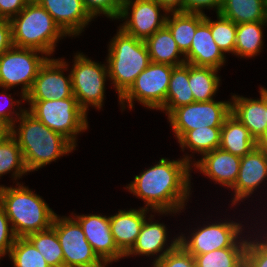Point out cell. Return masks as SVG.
Masks as SVG:
<instances>
[{
	"mask_svg": "<svg viewBox=\"0 0 267 267\" xmlns=\"http://www.w3.org/2000/svg\"><path fill=\"white\" fill-rule=\"evenodd\" d=\"M223 0H183V12L205 15L202 8H216V13H220Z\"/></svg>",
	"mask_w": 267,
	"mask_h": 267,
	"instance_id": "ab89813d",
	"label": "cell"
},
{
	"mask_svg": "<svg viewBox=\"0 0 267 267\" xmlns=\"http://www.w3.org/2000/svg\"><path fill=\"white\" fill-rule=\"evenodd\" d=\"M43 52L31 48H19L12 46L0 56V87H10L22 84L21 96H25L31 90L39 68L48 59Z\"/></svg>",
	"mask_w": 267,
	"mask_h": 267,
	"instance_id": "9c48e42d",
	"label": "cell"
},
{
	"mask_svg": "<svg viewBox=\"0 0 267 267\" xmlns=\"http://www.w3.org/2000/svg\"><path fill=\"white\" fill-rule=\"evenodd\" d=\"M9 223L10 220L6 216L4 208L0 205V259L10 253L12 245L17 238Z\"/></svg>",
	"mask_w": 267,
	"mask_h": 267,
	"instance_id": "f35d334b",
	"label": "cell"
},
{
	"mask_svg": "<svg viewBox=\"0 0 267 267\" xmlns=\"http://www.w3.org/2000/svg\"><path fill=\"white\" fill-rule=\"evenodd\" d=\"M26 238L41 253L50 267H64L63 250L52 227L45 231L31 233Z\"/></svg>",
	"mask_w": 267,
	"mask_h": 267,
	"instance_id": "f546056e",
	"label": "cell"
},
{
	"mask_svg": "<svg viewBox=\"0 0 267 267\" xmlns=\"http://www.w3.org/2000/svg\"><path fill=\"white\" fill-rule=\"evenodd\" d=\"M152 265L153 267H196L194 257L180 244Z\"/></svg>",
	"mask_w": 267,
	"mask_h": 267,
	"instance_id": "8d00e7d4",
	"label": "cell"
},
{
	"mask_svg": "<svg viewBox=\"0 0 267 267\" xmlns=\"http://www.w3.org/2000/svg\"><path fill=\"white\" fill-rule=\"evenodd\" d=\"M221 127H205L187 131L179 140L182 150L188 148L194 153L205 154L220 147Z\"/></svg>",
	"mask_w": 267,
	"mask_h": 267,
	"instance_id": "4dcf8cb0",
	"label": "cell"
},
{
	"mask_svg": "<svg viewBox=\"0 0 267 267\" xmlns=\"http://www.w3.org/2000/svg\"><path fill=\"white\" fill-rule=\"evenodd\" d=\"M260 99L233 95L231 114L236 117L257 141L267 130L266 88H260Z\"/></svg>",
	"mask_w": 267,
	"mask_h": 267,
	"instance_id": "ffe728a7",
	"label": "cell"
},
{
	"mask_svg": "<svg viewBox=\"0 0 267 267\" xmlns=\"http://www.w3.org/2000/svg\"><path fill=\"white\" fill-rule=\"evenodd\" d=\"M16 185L18 187L0 185V205L4 208L16 237H26L51 228L56 213L28 187L19 183Z\"/></svg>",
	"mask_w": 267,
	"mask_h": 267,
	"instance_id": "3957f363",
	"label": "cell"
},
{
	"mask_svg": "<svg viewBox=\"0 0 267 267\" xmlns=\"http://www.w3.org/2000/svg\"><path fill=\"white\" fill-rule=\"evenodd\" d=\"M202 157L192 165L216 183L232 188L239 174L241 157L221 148L207 152Z\"/></svg>",
	"mask_w": 267,
	"mask_h": 267,
	"instance_id": "d6986e66",
	"label": "cell"
},
{
	"mask_svg": "<svg viewBox=\"0 0 267 267\" xmlns=\"http://www.w3.org/2000/svg\"><path fill=\"white\" fill-rule=\"evenodd\" d=\"M148 219V222L145 220L143 223L135 244L124 255V257L131 255L153 256L162 252L160 255H157V258L155 257V260H153L155 262L161 259L169 251L173 250L179 244V237H177L171 242L170 246L164 249L165 243L167 242L166 226L161 223L159 224L152 221L150 222L151 219Z\"/></svg>",
	"mask_w": 267,
	"mask_h": 267,
	"instance_id": "7402d4cb",
	"label": "cell"
},
{
	"mask_svg": "<svg viewBox=\"0 0 267 267\" xmlns=\"http://www.w3.org/2000/svg\"><path fill=\"white\" fill-rule=\"evenodd\" d=\"M2 95H5L6 96V98L8 99V100H10L11 102H9L10 103V105L13 107L14 105H13V103L15 102V101H12L13 99L10 97L11 95L9 94V95H7V93H3ZM5 107H8V106H6L5 105ZM4 107V108H5ZM25 111V109H23L22 110V108L20 109V113L18 112V113H16V111L14 112H12L11 110L10 111H6V110H3L2 108H0V117H2L3 119H5L12 127H17V126H15V122H16V120H17V117L19 116V115H21L23 112ZM16 113V119H14L13 118V115L12 114H15ZM12 115V116H11ZM11 116V117H10Z\"/></svg>",
	"mask_w": 267,
	"mask_h": 267,
	"instance_id": "7bdbcfd3",
	"label": "cell"
},
{
	"mask_svg": "<svg viewBox=\"0 0 267 267\" xmlns=\"http://www.w3.org/2000/svg\"><path fill=\"white\" fill-rule=\"evenodd\" d=\"M245 267H267V241L247 239Z\"/></svg>",
	"mask_w": 267,
	"mask_h": 267,
	"instance_id": "74e56055",
	"label": "cell"
},
{
	"mask_svg": "<svg viewBox=\"0 0 267 267\" xmlns=\"http://www.w3.org/2000/svg\"><path fill=\"white\" fill-rule=\"evenodd\" d=\"M68 63L64 59H50L39 68L33 86L25 100L66 99L73 96L71 75L65 76Z\"/></svg>",
	"mask_w": 267,
	"mask_h": 267,
	"instance_id": "5bb4252c",
	"label": "cell"
},
{
	"mask_svg": "<svg viewBox=\"0 0 267 267\" xmlns=\"http://www.w3.org/2000/svg\"><path fill=\"white\" fill-rule=\"evenodd\" d=\"M231 114V102L201 101L174 109L168 116L170 125L179 140L187 131L205 127H222Z\"/></svg>",
	"mask_w": 267,
	"mask_h": 267,
	"instance_id": "30bf717a",
	"label": "cell"
},
{
	"mask_svg": "<svg viewBox=\"0 0 267 267\" xmlns=\"http://www.w3.org/2000/svg\"><path fill=\"white\" fill-rule=\"evenodd\" d=\"M170 14L167 16L165 25L172 33L178 48L185 55L190 50L197 26L204 20V15L182 11H172Z\"/></svg>",
	"mask_w": 267,
	"mask_h": 267,
	"instance_id": "484cf974",
	"label": "cell"
},
{
	"mask_svg": "<svg viewBox=\"0 0 267 267\" xmlns=\"http://www.w3.org/2000/svg\"><path fill=\"white\" fill-rule=\"evenodd\" d=\"M257 147L267 154V130L266 132L257 140Z\"/></svg>",
	"mask_w": 267,
	"mask_h": 267,
	"instance_id": "bcb514c9",
	"label": "cell"
},
{
	"mask_svg": "<svg viewBox=\"0 0 267 267\" xmlns=\"http://www.w3.org/2000/svg\"><path fill=\"white\" fill-rule=\"evenodd\" d=\"M122 3V0H83L84 7L92 18L104 14L114 20L120 16Z\"/></svg>",
	"mask_w": 267,
	"mask_h": 267,
	"instance_id": "d590c367",
	"label": "cell"
},
{
	"mask_svg": "<svg viewBox=\"0 0 267 267\" xmlns=\"http://www.w3.org/2000/svg\"><path fill=\"white\" fill-rule=\"evenodd\" d=\"M74 219L80 224L93 251L106 265L124 257L114 242L109 217L99 214H75Z\"/></svg>",
	"mask_w": 267,
	"mask_h": 267,
	"instance_id": "9a60e30c",
	"label": "cell"
},
{
	"mask_svg": "<svg viewBox=\"0 0 267 267\" xmlns=\"http://www.w3.org/2000/svg\"><path fill=\"white\" fill-rule=\"evenodd\" d=\"M70 72L72 91L79 106L87 113L89 106L100 110L103 105L108 67L87 58L82 53L74 57Z\"/></svg>",
	"mask_w": 267,
	"mask_h": 267,
	"instance_id": "ba28073f",
	"label": "cell"
},
{
	"mask_svg": "<svg viewBox=\"0 0 267 267\" xmlns=\"http://www.w3.org/2000/svg\"><path fill=\"white\" fill-rule=\"evenodd\" d=\"M144 42L151 62L168 64L171 66H179L186 63L185 57L180 59V56H184V54L178 48L172 33L166 25L157 30Z\"/></svg>",
	"mask_w": 267,
	"mask_h": 267,
	"instance_id": "cb8c5ba5",
	"label": "cell"
},
{
	"mask_svg": "<svg viewBox=\"0 0 267 267\" xmlns=\"http://www.w3.org/2000/svg\"><path fill=\"white\" fill-rule=\"evenodd\" d=\"M38 3L68 36L81 34L93 19L85 9L83 0H40Z\"/></svg>",
	"mask_w": 267,
	"mask_h": 267,
	"instance_id": "ac0fdd59",
	"label": "cell"
},
{
	"mask_svg": "<svg viewBox=\"0 0 267 267\" xmlns=\"http://www.w3.org/2000/svg\"><path fill=\"white\" fill-rule=\"evenodd\" d=\"M246 247H226L195 255L196 267H245Z\"/></svg>",
	"mask_w": 267,
	"mask_h": 267,
	"instance_id": "1f68e13d",
	"label": "cell"
},
{
	"mask_svg": "<svg viewBox=\"0 0 267 267\" xmlns=\"http://www.w3.org/2000/svg\"><path fill=\"white\" fill-rule=\"evenodd\" d=\"M242 229L240 223L233 221L215 222L194 231L189 240L178 236L179 244L193 257L226 247H246L247 240L239 239Z\"/></svg>",
	"mask_w": 267,
	"mask_h": 267,
	"instance_id": "7c38bea8",
	"label": "cell"
},
{
	"mask_svg": "<svg viewBox=\"0 0 267 267\" xmlns=\"http://www.w3.org/2000/svg\"><path fill=\"white\" fill-rule=\"evenodd\" d=\"M224 55L212 37L210 18L204 15V20L197 26L190 50L184 55L185 61L194 66L220 70L225 63Z\"/></svg>",
	"mask_w": 267,
	"mask_h": 267,
	"instance_id": "e0dca14e",
	"label": "cell"
},
{
	"mask_svg": "<svg viewBox=\"0 0 267 267\" xmlns=\"http://www.w3.org/2000/svg\"><path fill=\"white\" fill-rule=\"evenodd\" d=\"M149 209L119 210L109 216L111 232L118 249L125 255L135 244Z\"/></svg>",
	"mask_w": 267,
	"mask_h": 267,
	"instance_id": "44dd1931",
	"label": "cell"
},
{
	"mask_svg": "<svg viewBox=\"0 0 267 267\" xmlns=\"http://www.w3.org/2000/svg\"><path fill=\"white\" fill-rule=\"evenodd\" d=\"M8 256L14 267H50L41 253L26 237L16 238Z\"/></svg>",
	"mask_w": 267,
	"mask_h": 267,
	"instance_id": "836d02e7",
	"label": "cell"
},
{
	"mask_svg": "<svg viewBox=\"0 0 267 267\" xmlns=\"http://www.w3.org/2000/svg\"><path fill=\"white\" fill-rule=\"evenodd\" d=\"M13 171L15 180L28 172L22 150L17 140L11 135L7 140L0 143V177Z\"/></svg>",
	"mask_w": 267,
	"mask_h": 267,
	"instance_id": "d6a6232c",
	"label": "cell"
},
{
	"mask_svg": "<svg viewBox=\"0 0 267 267\" xmlns=\"http://www.w3.org/2000/svg\"><path fill=\"white\" fill-rule=\"evenodd\" d=\"M190 159L189 156L175 161L161 158L158 164L136 175L126 189L143 199L146 209L150 206L149 209L161 214L181 212L191 190Z\"/></svg>",
	"mask_w": 267,
	"mask_h": 267,
	"instance_id": "6da1fadb",
	"label": "cell"
},
{
	"mask_svg": "<svg viewBox=\"0 0 267 267\" xmlns=\"http://www.w3.org/2000/svg\"><path fill=\"white\" fill-rule=\"evenodd\" d=\"M193 93L189 85V64L174 66L166 95L165 105L161 111L170 114L174 109L194 103Z\"/></svg>",
	"mask_w": 267,
	"mask_h": 267,
	"instance_id": "d4e9b609",
	"label": "cell"
},
{
	"mask_svg": "<svg viewBox=\"0 0 267 267\" xmlns=\"http://www.w3.org/2000/svg\"><path fill=\"white\" fill-rule=\"evenodd\" d=\"M12 46L13 43L10 20L0 18V56Z\"/></svg>",
	"mask_w": 267,
	"mask_h": 267,
	"instance_id": "b9f144b4",
	"label": "cell"
},
{
	"mask_svg": "<svg viewBox=\"0 0 267 267\" xmlns=\"http://www.w3.org/2000/svg\"><path fill=\"white\" fill-rule=\"evenodd\" d=\"M108 51V78L120 98L151 63V59L145 42L126 34L121 28L111 39Z\"/></svg>",
	"mask_w": 267,
	"mask_h": 267,
	"instance_id": "5b68a950",
	"label": "cell"
},
{
	"mask_svg": "<svg viewBox=\"0 0 267 267\" xmlns=\"http://www.w3.org/2000/svg\"><path fill=\"white\" fill-rule=\"evenodd\" d=\"M217 72L218 69L213 67L189 64V85L195 102L213 100L220 86V77L217 76Z\"/></svg>",
	"mask_w": 267,
	"mask_h": 267,
	"instance_id": "83f0119b",
	"label": "cell"
},
{
	"mask_svg": "<svg viewBox=\"0 0 267 267\" xmlns=\"http://www.w3.org/2000/svg\"><path fill=\"white\" fill-rule=\"evenodd\" d=\"M18 120L19 128L12 127V136L22 150L28 172L37 171L75 150L67 138L45 126L27 110L18 116Z\"/></svg>",
	"mask_w": 267,
	"mask_h": 267,
	"instance_id": "7a4b0ae2",
	"label": "cell"
},
{
	"mask_svg": "<svg viewBox=\"0 0 267 267\" xmlns=\"http://www.w3.org/2000/svg\"><path fill=\"white\" fill-rule=\"evenodd\" d=\"M27 5L25 0H0V18L11 19Z\"/></svg>",
	"mask_w": 267,
	"mask_h": 267,
	"instance_id": "60d3db41",
	"label": "cell"
},
{
	"mask_svg": "<svg viewBox=\"0 0 267 267\" xmlns=\"http://www.w3.org/2000/svg\"><path fill=\"white\" fill-rule=\"evenodd\" d=\"M10 23L13 46L36 49L47 57L53 54L57 41L67 36L39 3H27Z\"/></svg>",
	"mask_w": 267,
	"mask_h": 267,
	"instance_id": "277c9868",
	"label": "cell"
},
{
	"mask_svg": "<svg viewBox=\"0 0 267 267\" xmlns=\"http://www.w3.org/2000/svg\"><path fill=\"white\" fill-rule=\"evenodd\" d=\"M267 178V154L257 146L241 157L239 174L231 189L234 190L232 204L251 196L256 188Z\"/></svg>",
	"mask_w": 267,
	"mask_h": 267,
	"instance_id": "2e32d148",
	"label": "cell"
},
{
	"mask_svg": "<svg viewBox=\"0 0 267 267\" xmlns=\"http://www.w3.org/2000/svg\"><path fill=\"white\" fill-rule=\"evenodd\" d=\"M169 12L182 11L183 12V0H156Z\"/></svg>",
	"mask_w": 267,
	"mask_h": 267,
	"instance_id": "ee69618b",
	"label": "cell"
},
{
	"mask_svg": "<svg viewBox=\"0 0 267 267\" xmlns=\"http://www.w3.org/2000/svg\"><path fill=\"white\" fill-rule=\"evenodd\" d=\"M52 228L56 231L63 250L64 267H106L73 217H60L56 214Z\"/></svg>",
	"mask_w": 267,
	"mask_h": 267,
	"instance_id": "8fae6325",
	"label": "cell"
},
{
	"mask_svg": "<svg viewBox=\"0 0 267 267\" xmlns=\"http://www.w3.org/2000/svg\"><path fill=\"white\" fill-rule=\"evenodd\" d=\"M267 21L237 24L234 54L241 57H254L263 47V26Z\"/></svg>",
	"mask_w": 267,
	"mask_h": 267,
	"instance_id": "f1b7e54d",
	"label": "cell"
},
{
	"mask_svg": "<svg viewBox=\"0 0 267 267\" xmlns=\"http://www.w3.org/2000/svg\"><path fill=\"white\" fill-rule=\"evenodd\" d=\"M266 110H267V89H266Z\"/></svg>",
	"mask_w": 267,
	"mask_h": 267,
	"instance_id": "c3c4849f",
	"label": "cell"
},
{
	"mask_svg": "<svg viewBox=\"0 0 267 267\" xmlns=\"http://www.w3.org/2000/svg\"><path fill=\"white\" fill-rule=\"evenodd\" d=\"M37 120L51 130L63 135L76 147V135L88 129L87 113L74 97L53 100H25Z\"/></svg>",
	"mask_w": 267,
	"mask_h": 267,
	"instance_id": "8992f818",
	"label": "cell"
},
{
	"mask_svg": "<svg viewBox=\"0 0 267 267\" xmlns=\"http://www.w3.org/2000/svg\"><path fill=\"white\" fill-rule=\"evenodd\" d=\"M217 18L218 21L210 19L212 37L223 54H234L237 24L225 18L220 13H217Z\"/></svg>",
	"mask_w": 267,
	"mask_h": 267,
	"instance_id": "e575fe53",
	"label": "cell"
},
{
	"mask_svg": "<svg viewBox=\"0 0 267 267\" xmlns=\"http://www.w3.org/2000/svg\"><path fill=\"white\" fill-rule=\"evenodd\" d=\"M220 14L236 24L267 21L266 0H223Z\"/></svg>",
	"mask_w": 267,
	"mask_h": 267,
	"instance_id": "4316f807",
	"label": "cell"
},
{
	"mask_svg": "<svg viewBox=\"0 0 267 267\" xmlns=\"http://www.w3.org/2000/svg\"><path fill=\"white\" fill-rule=\"evenodd\" d=\"M173 67L168 64L151 62L137 76L131 87L119 98V103L123 109L126 103L132 109L135 100L143 104L144 107L156 110L162 109L165 105Z\"/></svg>",
	"mask_w": 267,
	"mask_h": 267,
	"instance_id": "52a82bcc",
	"label": "cell"
},
{
	"mask_svg": "<svg viewBox=\"0 0 267 267\" xmlns=\"http://www.w3.org/2000/svg\"><path fill=\"white\" fill-rule=\"evenodd\" d=\"M12 135V126L0 117V143L7 140Z\"/></svg>",
	"mask_w": 267,
	"mask_h": 267,
	"instance_id": "f6af8a7d",
	"label": "cell"
},
{
	"mask_svg": "<svg viewBox=\"0 0 267 267\" xmlns=\"http://www.w3.org/2000/svg\"><path fill=\"white\" fill-rule=\"evenodd\" d=\"M257 146V141L250 135L249 130L232 114L221 127L220 147L229 153L243 157Z\"/></svg>",
	"mask_w": 267,
	"mask_h": 267,
	"instance_id": "603a6c76",
	"label": "cell"
},
{
	"mask_svg": "<svg viewBox=\"0 0 267 267\" xmlns=\"http://www.w3.org/2000/svg\"><path fill=\"white\" fill-rule=\"evenodd\" d=\"M160 10L165 11L164 16L159 14ZM168 13L170 12L156 0H123L118 19H127L120 25L126 34L145 41L165 26Z\"/></svg>",
	"mask_w": 267,
	"mask_h": 267,
	"instance_id": "4fadbf2b",
	"label": "cell"
},
{
	"mask_svg": "<svg viewBox=\"0 0 267 267\" xmlns=\"http://www.w3.org/2000/svg\"><path fill=\"white\" fill-rule=\"evenodd\" d=\"M27 3H38L40 0H25Z\"/></svg>",
	"mask_w": 267,
	"mask_h": 267,
	"instance_id": "7dc6e473",
	"label": "cell"
}]
</instances>
